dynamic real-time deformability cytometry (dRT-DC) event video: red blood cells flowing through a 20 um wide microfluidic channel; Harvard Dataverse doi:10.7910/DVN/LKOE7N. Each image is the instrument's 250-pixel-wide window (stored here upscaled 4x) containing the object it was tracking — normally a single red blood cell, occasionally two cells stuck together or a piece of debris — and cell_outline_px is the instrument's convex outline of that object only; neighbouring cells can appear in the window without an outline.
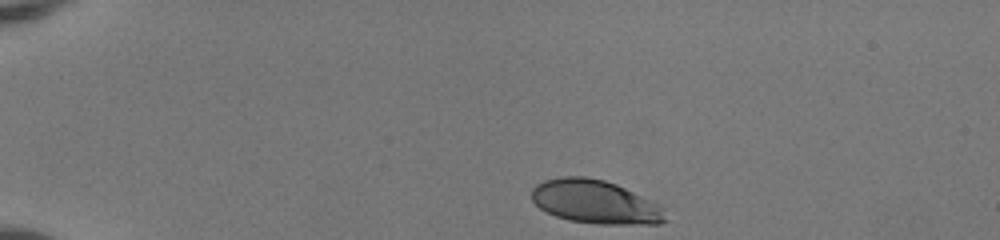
{"species": "human", "species_latin": "Homo sapiens", "temperature_condition": "room temperature", "stored_images_in_passage": 37, "camera_frame_rate_fps": 3000, "um_per_image_px": 0.085, "donor": {"sex": "female"}, "frame": {"image": 1, "passage_image": 1, "time_ms": 0.0, "image_size_px": [1000, 240], "cell_outline_px": [[668, 220], [660, 224], [596, 224], [568, 220], [556, 216], [540, 208], [532, 200], [532, 188], [536, 184], [544, 180], [564, 176], [584, 176], [604, 180], [616, 184], [664, 208]], "centroid_in_image_um": [50.59, 17.17], "position_along_channel_um": 34.4, "area_um2": 33.81}}
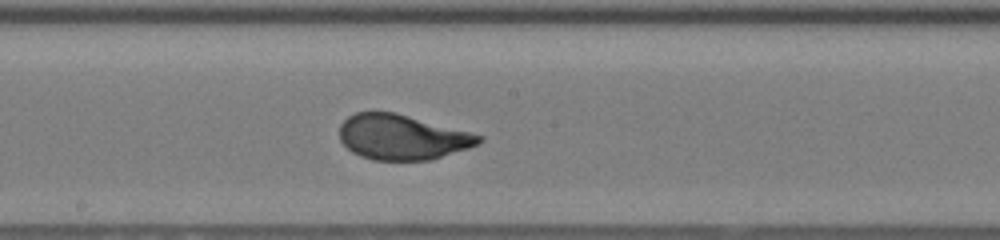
{"frame": {"image": 2, "passage_image": 20, "time_ms": 6.333, "image_size_px": [1000, 240], "cell_outline_px": [[484, 140], [480, 144], [432, 160], [372, 160], [360, 156], [352, 152], [340, 140], [340, 124], [348, 116], [356, 112], [396, 112], [484, 136]], "centroid_in_image_um": [34.19, 11.66], "position_along_channel_um": 214.0, "area_um2": 36.7}}
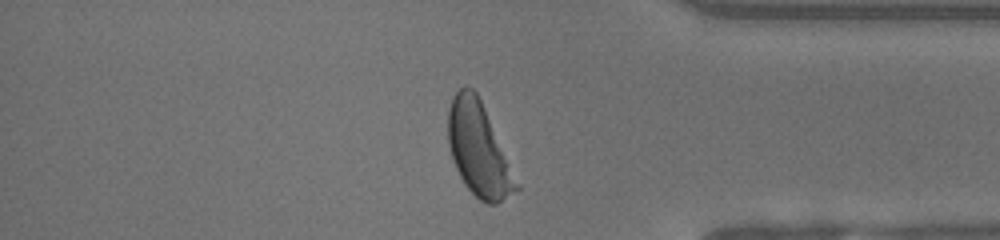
{"frame": {"image": 3, "passage_image": 34, "time_ms": 11.0, "image_size_px": [1000, 240], "cell_outline_px": [[520, 188], [496, 204], [488, 204], [480, 200], [464, 184], [452, 160], [448, 144], [448, 108], [452, 96], [464, 84], [472, 88], [476, 92], [480, 100], [520, 184]], "centroid_in_image_um": [40.67, 12.7], "position_along_channel_um": 394.5, "area_um2": 36.82}, "authors_computed_cell_mechanics": {"area_um2": 36.8186, "velocity_mm_per_s": 4.1049, "shape_relaxation_time_tau1_ms": 2.6055, "shape_relaxation_time_tau2_ms": null, "deformation_change_tau1": 0.1802, "deformation_change_tau2": null}}